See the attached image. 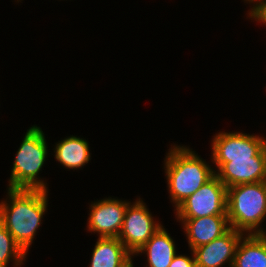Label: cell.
I'll return each instance as SVG.
<instances>
[{
    "label": "cell",
    "mask_w": 266,
    "mask_h": 267,
    "mask_svg": "<svg viewBox=\"0 0 266 267\" xmlns=\"http://www.w3.org/2000/svg\"><path fill=\"white\" fill-rule=\"evenodd\" d=\"M27 255L0 222V267H7L10 261L14 267H20Z\"/></svg>",
    "instance_id": "16"
},
{
    "label": "cell",
    "mask_w": 266,
    "mask_h": 267,
    "mask_svg": "<svg viewBox=\"0 0 266 267\" xmlns=\"http://www.w3.org/2000/svg\"><path fill=\"white\" fill-rule=\"evenodd\" d=\"M153 218L141 198L127 206L118 239L133 256L163 226Z\"/></svg>",
    "instance_id": "6"
},
{
    "label": "cell",
    "mask_w": 266,
    "mask_h": 267,
    "mask_svg": "<svg viewBox=\"0 0 266 267\" xmlns=\"http://www.w3.org/2000/svg\"><path fill=\"white\" fill-rule=\"evenodd\" d=\"M226 213L231 228L244 234H266L260 227L266 217V181L227 188Z\"/></svg>",
    "instance_id": "3"
},
{
    "label": "cell",
    "mask_w": 266,
    "mask_h": 267,
    "mask_svg": "<svg viewBox=\"0 0 266 267\" xmlns=\"http://www.w3.org/2000/svg\"><path fill=\"white\" fill-rule=\"evenodd\" d=\"M243 232L230 228L208 244L193 249L196 267H223L233 265L235 251Z\"/></svg>",
    "instance_id": "10"
},
{
    "label": "cell",
    "mask_w": 266,
    "mask_h": 267,
    "mask_svg": "<svg viewBox=\"0 0 266 267\" xmlns=\"http://www.w3.org/2000/svg\"><path fill=\"white\" fill-rule=\"evenodd\" d=\"M176 251L173 238L162 226L135 255L146 253L148 267H169Z\"/></svg>",
    "instance_id": "13"
},
{
    "label": "cell",
    "mask_w": 266,
    "mask_h": 267,
    "mask_svg": "<svg viewBox=\"0 0 266 267\" xmlns=\"http://www.w3.org/2000/svg\"><path fill=\"white\" fill-rule=\"evenodd\" d=\"M244 1H246L247 3H253V6H251L252 8H250L247 14L249 16L260 4H262L266 0H244Z\"/></svg>",
    "instance_id": "19"
},
{
    "label": "cell",
    "mask_w": 266,
    "mask_h": 267,
    "mask_svg": "<svg viewBox=\"0 0 266 267\" xmlns=\"http://www.w3.org/2000/svg\"><path fill=\"white\" fill-rule=\"evenodd\" d=\"M232 267H266V234H244L237 245Z\"/></svg>",
    "instance_id": "14"
},
{
    "label": "cell",
    "mask_w": 266,
    "mask_h": 267,
    "mask_svg": "<svg viewBox=\"0 0 266 267\" xmlns=\"http://www.w3.org/2000/svg\"><path fill=\"white\" fill-rule=\"evenodd\" d=\"M125 267H134L133 261L131 260Z\"/></svg>",
    "instance_id": "20"
},
{
    "label": "cell",
    "mask_w": 266,
    "mask_h": 267,
    "mask_svg": "<svg viewBox=\"0 0 266 267\" xmlns=\"http://www.w3.org/2000/svg\"><path fill=\"white\" fill-rule=\"evenodd\" d=\"M8 200L0 202V222L27 254L47 211L48 191L7 188Z\"/></svg>",
    "instance_id": "1"
},
{
    "label": "cell",
    "mask_w": 266,
    "mask_h": 267,
    "mask_svg": "<svg viewBox=\"0 0 266 267\" xmlns=\"http://www.w3.org/2000/svg\"><path fill=\"white\" fill-rule=\"evenodd\" d=\"M250 18L266 25V1L260 4L250 15Z\"/></svg>",
    "instance_id": "18"
},
{
    "label": "cell",
    "mask_w": 266,
    "mask_h": 267,
    "mask_svg": "<svg viewBox=\"0 0 266 267\" xmlns=\"http://www.w3.org/2000/svg\"><path fill=\"white\" fill-rule=\"evenodd\" d=\"M192 258L186 255L176 254L169 267H196L195 256L193 250L191 252Z\"/></svg>",
    "instance_id": "17"
},
{
    "label": "cell",
    "mask_w": 266,
    "mask_h": 267,
    "mask_svg": "<svg viewBox=\"0 0 266 267\" xmlns=\"http://www.w3.org/2000/svg\"><path fill=\"white\" fill-rule=\"evenodd\" d=\"M182 222L190 251L208 244L225 234L231 227L227 215H213L200 218H177Z\"/></svg>",
    "instance_id": "11"
},
{
    "label": "cell",
    "mask_w": 266,
    "mask_h": 267,
    "mask_svg": "<svg viewBox=\"0 0 266 267\" xmlns=\"http://www.w3.org/2000/svg\"><path fill=\"white\" fill-rule=\"evenodd\" d=\"M177 218L227 215V187L214 175L176 208Z\"/></svg>",
    "instance_id": "5"
},
{
    "label": "cell",
    "mask_w": 266,
    "mask_h": 267,
    "mask_svg": "<svg viewBox=\"0 0 266 267\" xmlns=\"http://www.w3.org/2000/svg\"><path fill=\"white\" fill-rule=\"evenodd\" d=\"M211 140L212 161L230 162L256 156L265 146L266 138L239 132H219Z\"/></svg>",
    "instance_id": "7"
},
{
    "label": "cell",
    "mask_w": 266,
    "mask_h": 267,
    "mask_svg": "<svg viewBox=\"0 0 266 267\" xmlns=\"http://www.w3.org/2000/svg\"><path fill=\"white\" fill-rule=\"evenodd\" d=\"M89 267H125L133 255L118 238H99L94 245Z\"/></svg>",
    "instance_id": "12"
},
{
    "label": "cell",
    "mask_w": 266,
    "mask_h": 267,
    "mask_svg": "<svg viewBox=\"0 0 266 267\" xmlns=\"http://www.w3.org/2000/svg\"><path fill=\"white\" fill-rule=\"evenodd\" d=\"M46 142L39 126L27 130L13 162L8 188L48 191L47 183L38 176L49 153Z\"/></svg>",
    "instance_id": "4"
},
{
    "label": "cell",
    "mask_w": 266,
    "mask_h": 267,
    "mask_svg": "<svg viewBox=\"0 0 266 267\" xmlns=\"http://www.w3.org/2000/svg\"><path fill=\"white\" fill-rule=\"evenodd\" d=\"M215 175L227 187L266 181V146L254 157L212 162Z\"/></svg>",
    "instance_id": "8"
},
{
    "label": "cell",
    "mask_w": 266,
    "mask_h": 267,
    "mask_svg": "<svg viewBox=\"0 0 266 267\" xmlns=\"http://www.w3.org/2000/svg\"><path fill=\"white\" fill-rule=\"evenodd\" d=\"M130 203L111 197L91 203L87 231L98 233L99 238H118Z\"/></svg>",
    "instance_id": "9"
},
{
    "label": "cell",
    "mask_w": 266,
    "mask_h": 267,
    "mask_svg": "<svg viewBox=\"0 0 266 267\" xmlns=\"http://www.w3.org/2000/svg\"><path fill=\"white\" fill-rule=\"evenodd\" d=\"M89 148L86 139L72 135L56 143L54 156L63 167L78 170L91 160Z\"/></svg>",
    "instance_id": "15"
},
{
    "label": "cell",
    "mask_w": 266,
    "mask_h": 267,
    "mask_svg": "<svg viewBox=\"0 0 266 267\" xmlns=\"http://www.w3.org/2000/svg\"><path fill=\"white\" fill-rule=\"evenodd\" d=\"M164 169L171 202L175 208L210 180L215 171L188 146L174 145L166 154Z\"/></svg>",
    "instance_id": "2"
}]
</instances>
